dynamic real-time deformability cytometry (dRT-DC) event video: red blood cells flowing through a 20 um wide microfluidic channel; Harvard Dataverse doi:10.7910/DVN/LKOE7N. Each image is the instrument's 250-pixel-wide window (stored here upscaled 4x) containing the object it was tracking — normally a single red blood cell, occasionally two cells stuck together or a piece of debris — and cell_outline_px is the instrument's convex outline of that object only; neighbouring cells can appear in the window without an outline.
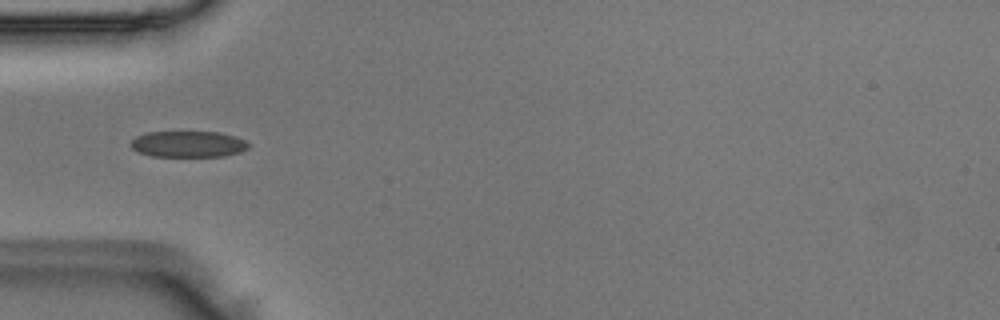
{"species": "Egyptian fruit bat (a non-hibernating species)", "species_latin": "Rousettus aegyptiacus", "temperature_condition": "room temperature", "stored_images_in_passage": 35, "camera_frame_rate_fps": 3000, "um_per_image_px": 0.085, "animal": {"sex": "male"}, "frame": {"image": 1, "passage_image": 1, "time_ms": 0.0, "image_size_px": [1000, 320], "cell_outline_px": [[252, 144], [248, 148], [240, 152], [224, 156], [152, 156], [136, 152], [128, 144], [136, 136], [148, 132], [220, 132], [236, 136]], "centroid_in_image_um": [16.0, 12.25], "position_along_channel_um": 69.0, "area_um2": 18.15}}
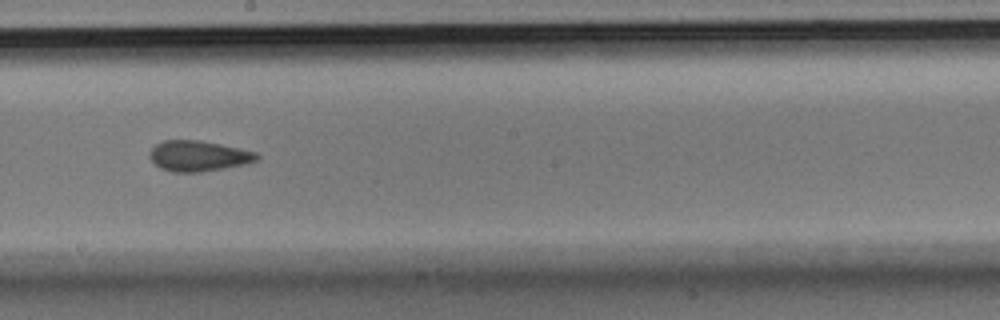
{"frame": {"image": 2, "passage_image": 13, "time_ms": 4.0, "image_size_px": [1000, 320], "cell_outline_px": [[260, 156], [256, 160], [248, 164], [200, 172], [172, 172], [160, 168], [148, 156], [148, 152], [156, 144], [164, 140], [200, 140], [240, 148], [256, 152]], "centroid_in_image_um": [16.86, 13.25], "position_along_channel_um": 231.3, "area_um2": 19.19}}
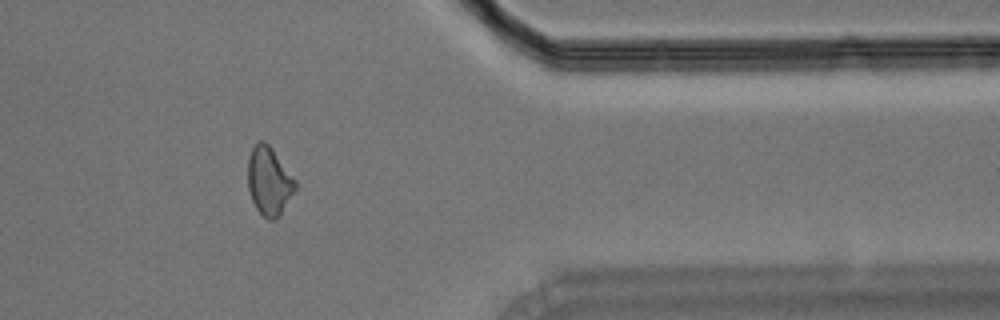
{"frame": {"image": 3, "passage_image": 26, "time_ms": 8.333, "image_size_px": [1000, 320], "cell_outline_px": [[296, 188], [280, 216], [276, 220], [268, 220], [256, 208], [252, 200], [248, 188], [248, 156], [252, 148], [260, 140], [264, 140], [272, 148], [296, 180]], "centroid_in_image_um": [22.87, 15.4], "position_along_channel_um": 388.5, "area_um2": 18.9}}